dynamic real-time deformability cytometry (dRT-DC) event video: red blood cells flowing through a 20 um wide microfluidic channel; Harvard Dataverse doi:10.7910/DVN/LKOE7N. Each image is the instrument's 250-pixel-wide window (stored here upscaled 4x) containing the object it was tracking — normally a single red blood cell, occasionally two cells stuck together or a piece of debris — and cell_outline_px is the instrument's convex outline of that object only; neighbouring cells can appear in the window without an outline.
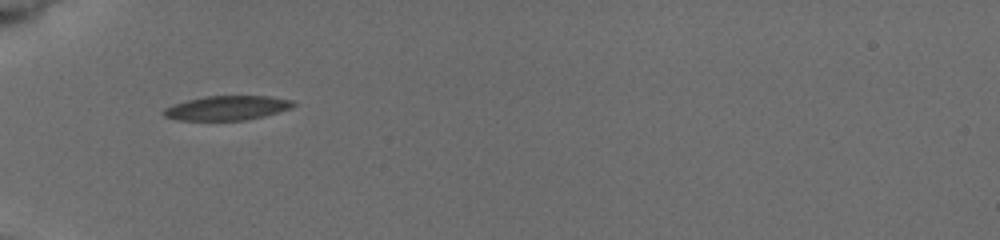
{"species": "common noctule bat (a hibernating species)", "species_latin": "Nyctalus noctula", "temperature_condition": "cold", "stored_images_in_passage": 2, "camera_frame_rate_fps": 3000, "um_per_image_px": 0.085, "animal": {"sex": "female", "body_mass_g": 19.5, "forearm_length_mm": 54.1}, "frame": {"image": 1, "passage_image": 1, "time_ms": 0.0, "image_size_px": [1000, 240], "cell_outline_px": [[296, 104], [292, 108], [264, 116], [244, 120], [180, 120], [164, 116], [160, 112], [164, 108], [172, 104], [204, 96], [268, 96], [292, 100]], "centroid_in_image_um": [19.28, 9.17], "position_along_channel_um": 65.7, "area_um2": 18.44}}